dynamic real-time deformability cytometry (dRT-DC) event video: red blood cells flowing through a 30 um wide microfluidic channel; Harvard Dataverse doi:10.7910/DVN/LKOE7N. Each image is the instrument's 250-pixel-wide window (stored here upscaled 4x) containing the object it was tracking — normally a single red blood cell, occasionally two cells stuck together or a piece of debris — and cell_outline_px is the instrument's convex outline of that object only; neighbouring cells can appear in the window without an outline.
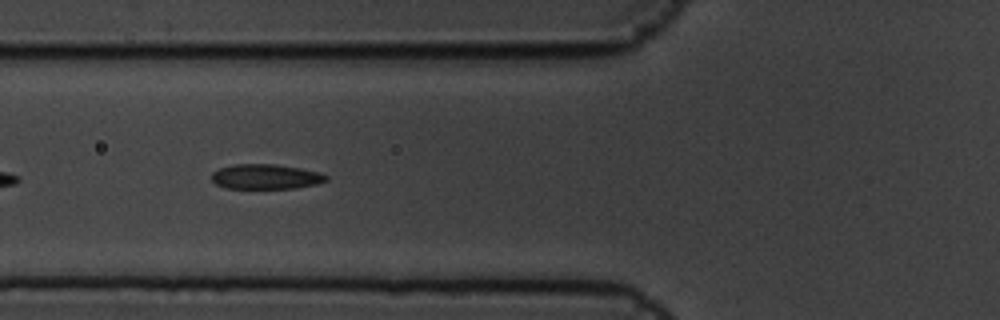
{"species": "common noctule bat (a hibernating species)", "species_latin": "Nyctalus noctula", "temperature_condition": "cold", "stored_images_in_passage": 7, "camera_frame_rate_fps": 3000, "um_per_image_px": 0.085, "animal": {"sex": "male", "body_mass_g": 19.5, "forearm_length_mm": 54.6}, "frame": {"image": 1, "passage_image": 6, "time_ms": 1.667, "image_size_px": [1000, 320], "cell_outline_px": [[328, 180], [316, 184], [296, 188], [224, 188], [216, 184], [212, 180], [212, 172], [220, 168], [232, 164], [276, 164], [300, 168], [320, 172], [328, 176]], "centroid_in_image_um": [22.59, 15.01], "position_along_channel_um": 103.2, "area_um2": 16.7}}
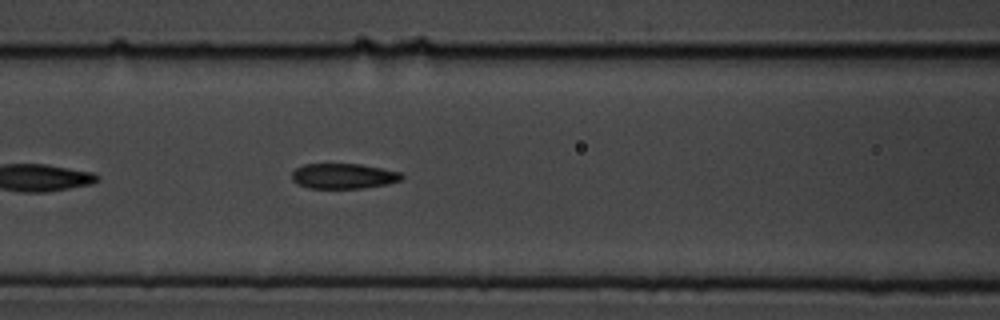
{"frame": {"image": 2, "passage_image": 7, "time_ms": 2.0, "image_size_px": [1000, 320], "cell_outline_px": [[404, 180], [388, 184], [364, 188], [308, 188], [292, 180], [292, 172], [296, 168], [304, 164], [360, 164], [400, 172], [404, 176]], "centroid_in_image_um": [29.23, 14.97], "position_along_channel_um": 137.4, "area_um2": 16.18}}